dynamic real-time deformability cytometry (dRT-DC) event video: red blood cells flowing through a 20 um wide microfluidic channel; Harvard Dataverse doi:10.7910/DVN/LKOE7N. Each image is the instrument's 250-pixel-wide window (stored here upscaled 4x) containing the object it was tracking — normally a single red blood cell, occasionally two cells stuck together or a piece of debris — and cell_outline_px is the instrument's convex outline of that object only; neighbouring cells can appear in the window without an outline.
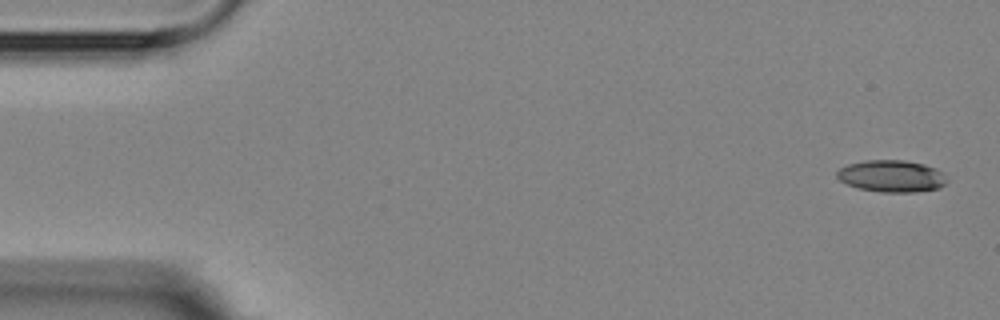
{"species": "Egyptian fruit bat (a non-hibernating species)", "species_latin": "Rousettus aegyptiacus", "temperature_condition": "room temperature", "stored_images_in_passage": 2, "camera_frame_rate_fps": 3000, "um_per_image_px": 0.085, "animal": {"sex": "female"}, "frame": {"image": 1, "passage_image": 2, "time_ms": 1.0, "image_size_px": [1000, 320], "cell_outline_px": [[948, 180], [940, 188], [916, 192], [880, 192], [860, 188], [848, 184], [840, 180], [836, 176], [836, 172], [840, 168], [848, 164], [864, 160], [904, 160], [924, 164], [936, 168], [944, 172]], "centroid_in_image_um": [75.82, 14.96], "position_along_channel_um": 9.2, "area_um2": 20.58}}